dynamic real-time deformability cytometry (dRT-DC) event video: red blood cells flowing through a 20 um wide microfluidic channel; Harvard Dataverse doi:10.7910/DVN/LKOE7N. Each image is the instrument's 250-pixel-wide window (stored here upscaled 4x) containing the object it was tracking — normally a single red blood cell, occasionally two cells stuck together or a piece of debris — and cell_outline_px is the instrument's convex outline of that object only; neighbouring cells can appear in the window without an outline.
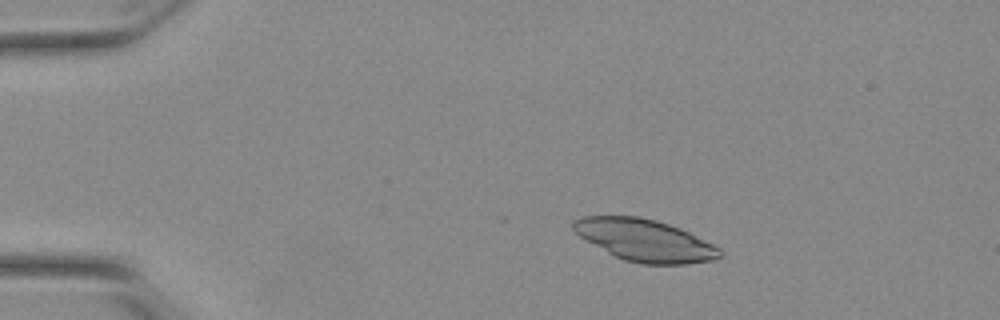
{"species": "Egyptian fruit bat (a non-hibernating species)", "species_latin": "Rousettus aegyptiacus", "temperature_condition": "warm", "stored_images_in_passage": 38, "camera_frame_rate_fps": 3000, "um_per_image_px": 0.085, "animal": {"sex": "female"}, "frame": {"image": 1, "passage_image": 5, "time_ms": 1.333, "image_size_px": [1000, 320], "cell_outline_px": [[720, 256], [712, 260], [684, 264], [640, 264], [624, 260], [584, 240], [572, 228], [572, 220], [584, 216], [640, 216], [656, 220], [680, 228], [720, 248]], "centroid_in_image_um": [54.76, 20.41], "position_along_channel_um": 30.2, "area_um2": 35.55}}